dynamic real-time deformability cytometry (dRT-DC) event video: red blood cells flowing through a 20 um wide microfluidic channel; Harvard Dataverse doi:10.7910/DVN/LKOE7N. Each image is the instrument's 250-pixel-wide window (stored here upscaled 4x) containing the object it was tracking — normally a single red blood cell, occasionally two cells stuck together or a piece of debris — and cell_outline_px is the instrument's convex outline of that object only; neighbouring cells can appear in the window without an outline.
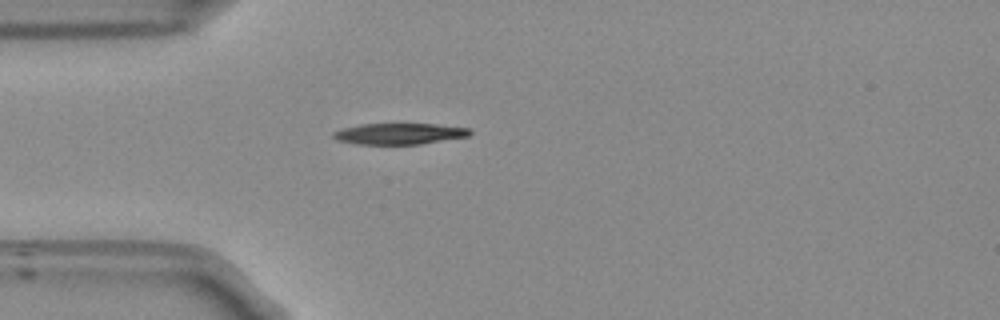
{"species": "Egyptian fruit bat (a non-hibernating species)", "species_latin": "Rousettus aegyptiacus", "temperature_condition": "room temperature", "stored_images_in_passage": 34, "camera_frame_rate_fps": 3000, "um_per_image_px": 0.085, "frame": {"image": 1, "passage_image": 1, "time_ms": 0.0, "image_size_px": [1000, 320], "cell_outline_px": [[472, 132], [468, 136], [420, 144], [360, 144], [336, 140], [332, 136], [332, 132], [344, 128], [360, 124], [436, 124], [468, 128]], "centroid_in_image_um": [33.92, 11.36], "position_along_channel_um": 51.1, "area_um2": 16.65}}
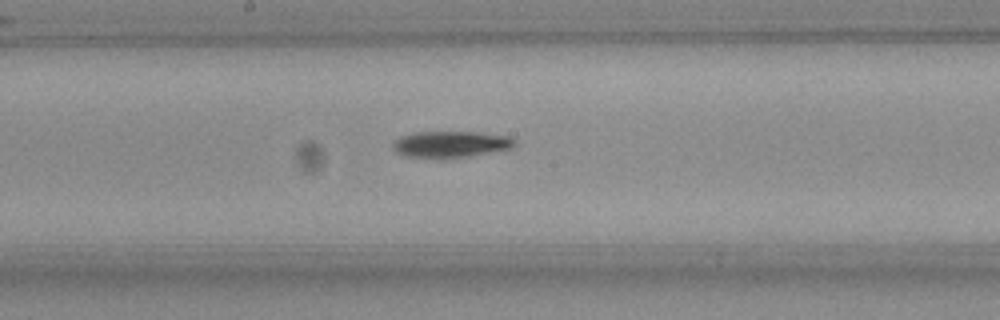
{"frame": {"image": 2, "passage_image": 14, "time_ms": 4.333, "image_size_px": [1000, 320], "cell_outline_px": [[516, 144], [508, 148], [468, 156], [408, 156], [396, 152], [392, 144], [400, 136], [416, 132], [476, 132], [512, 136], [516, 140]], "centroid_in_image_um": [38.34, 12.21], "position_along_channel_um": 209.9, "area_um2": 17.98}}
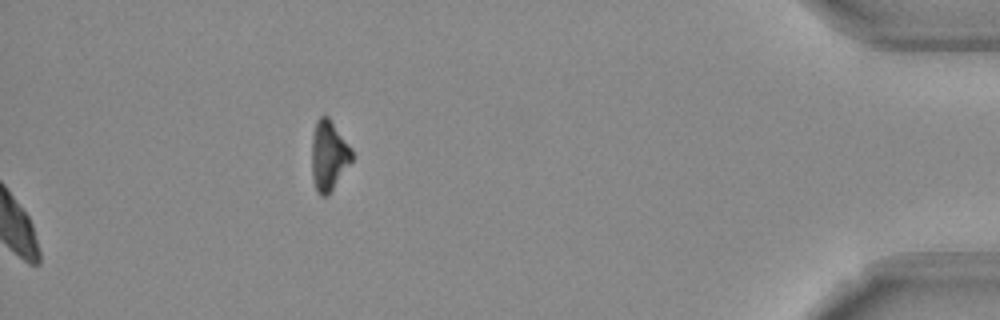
{"frame": {"image": 3, "passage_image": 34, "time_ms": 11.0, "image_size_px": [1000, 320], "cell_outline_px": [[352, 160], [328, 196], [320, 196], [316, 192], [312, 176], [312, 136], [316, 120], [320, 116], [328, 116], [352, 148]], "centroid_in_image_um": [27.93, 13.23], "position_along_channel_um": 407.3, "area_um2": 16.42}, "authors_computed_cell_mechanics": {"area_um2": 18.4093, "velocity_mm_per_s": 3.8224, "shape_relaxation_time_tau1_ms": 3.5068, "shape_relaxation_time_tau2_ms": null, "deformation_change_tau1": 0.1266, "deformation_change_tau2": null}}